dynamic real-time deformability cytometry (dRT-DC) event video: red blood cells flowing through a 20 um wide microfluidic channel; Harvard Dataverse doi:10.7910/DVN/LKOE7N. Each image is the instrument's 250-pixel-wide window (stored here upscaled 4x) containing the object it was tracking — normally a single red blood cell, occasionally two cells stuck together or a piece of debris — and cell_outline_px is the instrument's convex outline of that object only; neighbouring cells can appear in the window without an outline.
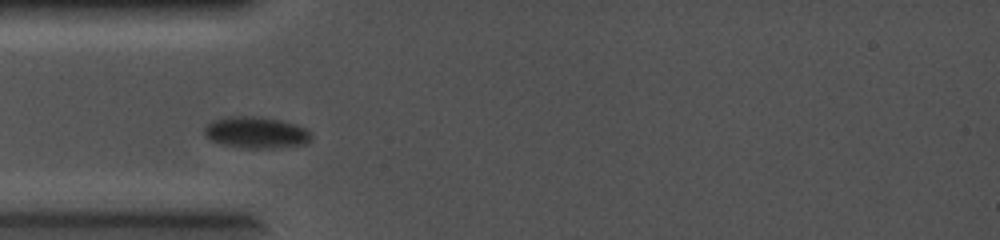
{"species": "common noctule bat (a hibernating species)", "species_latin": "Nyctalus noctula", "temperature_condition": "cold", "stored_images_in_passage": 20, "camera_frame_rate_fps": 5000, "um_per_image_px": 0.085, "animal": {"sex": "female", "body_mass_g": 19.0, "forearm_length_mm": 56.7}, "frame": {"image": 1, "passage_image": 1, "time_ms": 0.0, "image_size_px": [1000, 240], "cell_outline_px": [[312, 140], [304, 144], [272, 148], [244, 148], [224, 144], [212, 140], [204, 136], [204, 128], [212, 120], [224, 116], [256, 116], [280, 120], [296, 124], [304, 128], [312, 136]], "centroid_in_image_um": [21.75, 11.25], "position_along_channel_um": 63.3, "area_um2": 19.59}}
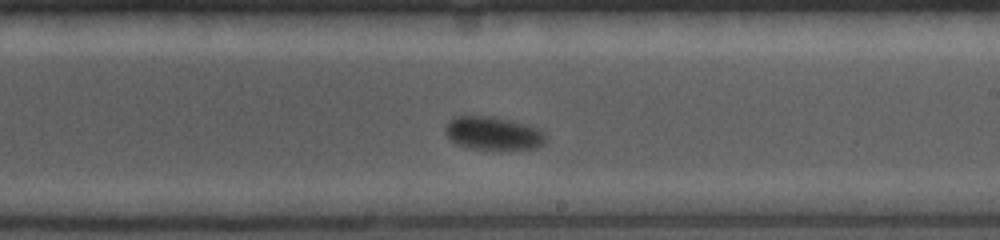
{"frame": {"image": 2, "passage_image": 10, "time_ms": 1.8, "image_size_px": [1000, 240], "cell_outline_px": [[544, 144], [536, 148], [500, 152], [468, 148], [452, 140], [444, 132], [444, 128], [448, 120], [456, 116], [492, 116], [512, 120], [528, 124], [540, 128], [544, 132]], "centroid_in_image_um": [41.95, 11.36], "position_along_channel_um": 247.0, "area_um2": 20.23}}
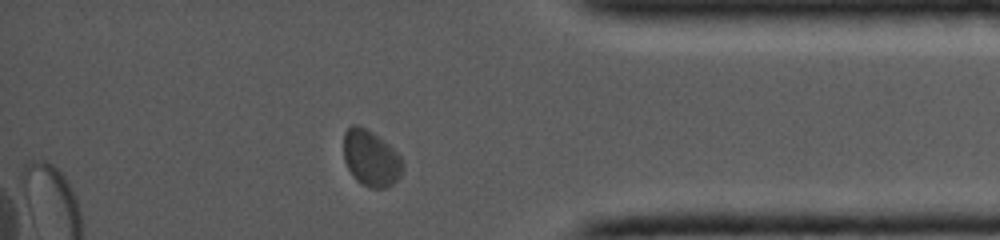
{"frame": {"image": 3, "passage_image": 18, "time_ms": 3.4, "image_size_px": [1000, 240], "cell_outline_px": [[404, 168], [400, 176], [392, 184], [384, 188], [372, 188], [356, 180], [352, 176], [344, 160], [344, 132], [352, 124], [356, 124], [372, 132], [388, 144], [404, 160]], "centroid_in_image_um": [31.53, 13.45], "position_along_channel_um": 403.7, "area_um2": 19.25}}